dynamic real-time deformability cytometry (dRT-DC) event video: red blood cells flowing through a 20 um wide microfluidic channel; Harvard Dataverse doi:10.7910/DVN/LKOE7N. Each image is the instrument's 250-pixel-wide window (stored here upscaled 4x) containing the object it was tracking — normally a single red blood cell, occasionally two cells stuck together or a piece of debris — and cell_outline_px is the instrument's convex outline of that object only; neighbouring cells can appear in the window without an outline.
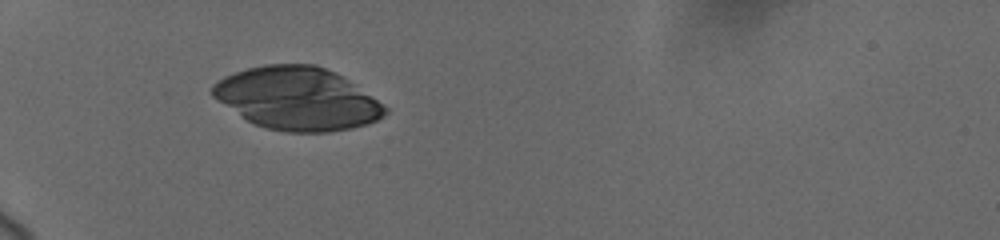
{"species": "human", "species_latin": "Homo sapiens", "temperature_condition": "cold", "stored_images_in_passage": 31, "camera_frame_rate_fps": 3000, "um_per_image_px": 0.085, "donor": {"sex": "female"}, "frame": {"image": 1, "passage_image": 20, "time_ms": 7.0, "image_size_px": [1000, 240], "cell_outline_px": [[388, 112], [384, 116], [376, 120], [352, 128], [328, 132], [284, 132], [268, 128], [256, 124], [240, 116], [216, 100], [208, 92], [212, 84], [224, 76], [248, 68], [264, 64], [316, 64], [336, 72], [388, 108]], "centroid_in_image_um": [25.22, 8.37], "position_along_channel_um": 59.8, "area_um2": 62.94}}